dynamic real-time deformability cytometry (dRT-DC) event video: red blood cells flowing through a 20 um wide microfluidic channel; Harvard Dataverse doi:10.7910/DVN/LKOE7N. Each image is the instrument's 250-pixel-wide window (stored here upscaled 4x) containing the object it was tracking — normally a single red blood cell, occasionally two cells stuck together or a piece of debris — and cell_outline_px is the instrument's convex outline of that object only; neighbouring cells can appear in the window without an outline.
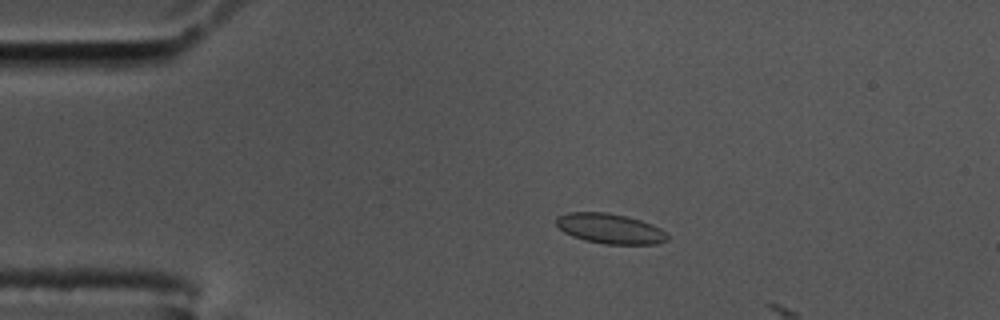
{"species": "common noctule bat (a hibernating species)", "species_latin": "Nyctalus noctula", "temperature_condition": "cold", "stored_images_in_passage": 14, "camera_frame_rate_fps": 3000, "um_per_image_px": 0.085, "animal": {"sex": "male", "body_mass_g": 17.5, "forearm_length_mm": 52.3}, "frame": {"image": 1, "passage_image": 12, "time_ms": 3.667, "image_size_px": [1000, 320], "cell_outline_px": [[668, 240], [656, 244], [604, 244], [584, 240], [572, 236], [564, 232], [556, 224], [556, 216], [568, 212], [608, 212], [640, 220], [652, 224], [660, 228], [668, 236]], "centroid_in_image_um": [51.83, 19.43], "position_along_channel_um": 33.2, "area_um2": 19.48}}